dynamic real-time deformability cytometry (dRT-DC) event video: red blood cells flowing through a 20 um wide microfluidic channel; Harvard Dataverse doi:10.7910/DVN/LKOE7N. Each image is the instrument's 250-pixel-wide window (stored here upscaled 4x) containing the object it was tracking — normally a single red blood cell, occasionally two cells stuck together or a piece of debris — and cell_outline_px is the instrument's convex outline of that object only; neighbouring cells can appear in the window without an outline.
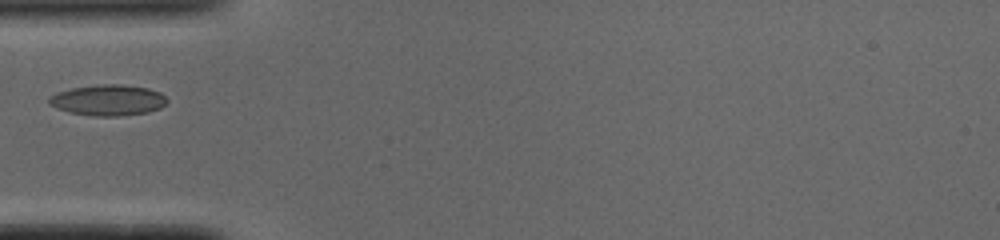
{"species": "common noctule bat (a hibernating species)", "species_latin": "Nyctalus noctula", "temperature_condition": "cold", "stored_images_in_passage": 15, "camera_frame_rate_fps": 3000, "um_per_image_px": 0.085, "animal": {"sex": "male", "body_mass_g": 19.0, "forearm_length_mm": 50.8}, "frame": {"image": 1, "passage_image": 1, "time_ms": 0.0, "image_size_px": [1000, 240], "cell_outline_px": [[168, 100], [160, 108], [148, 112], [120, 116], [92, 116], [72, 112], [48, 104], [48, 96], [56, 92], [72, 88], [96, 84], [120, 84], [148, 88], [160, 92]], "centroid_in_image_um": [9.18, 8.5], "position_along_channel_um": 75.8, "area_um2": 21.21}}
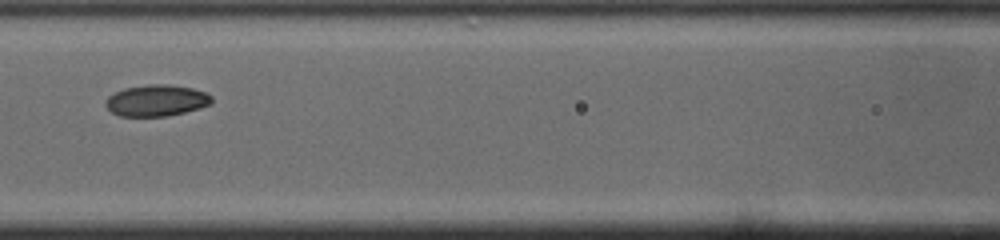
{"frame": {"image": 2, "passage_image": 7, "time_ms": 2.0, "image_size_px": [1000, 240], "cell_outline_px": [[212, 104], [200, 108], [168, 116], [120, 116], [112, 112], [104, 104], [104, 100], [108, 96], [124, 88], [148, 84], [168, 84], [192, 88], [204, 92], [212, 96]], "centroid_in_image_um": [13.29, 8.54], "position_along_channel_um": 153.3, "area_um2": 19.48}}
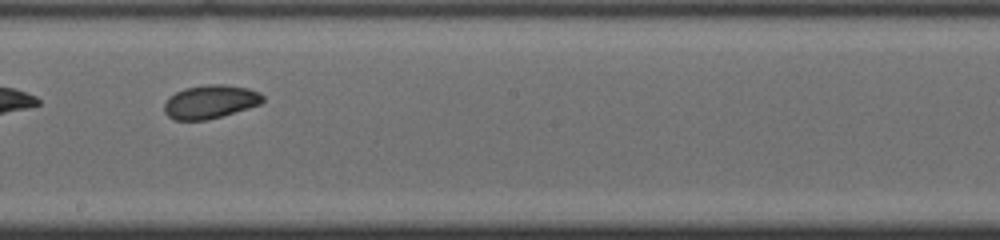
{"frame": {"image": 3, "passage_image": 13, "time_ms": 4.0, "image_size_px": [1000, 240], "cell_outline_px": [[264, 100], [260, 104], [248, 108], [220, 116], [204, 120], [176, 120], [168, 116], [164, 112], [164, 104], [176, 92], [184, 88], [208, 84], [224, 84], [248, 88], [260, 92], [264, 96]], "centroid_in_image_um": [17.89, 8.64], "position_along_channel_um": 230.3, "area_um2": 19.07}}